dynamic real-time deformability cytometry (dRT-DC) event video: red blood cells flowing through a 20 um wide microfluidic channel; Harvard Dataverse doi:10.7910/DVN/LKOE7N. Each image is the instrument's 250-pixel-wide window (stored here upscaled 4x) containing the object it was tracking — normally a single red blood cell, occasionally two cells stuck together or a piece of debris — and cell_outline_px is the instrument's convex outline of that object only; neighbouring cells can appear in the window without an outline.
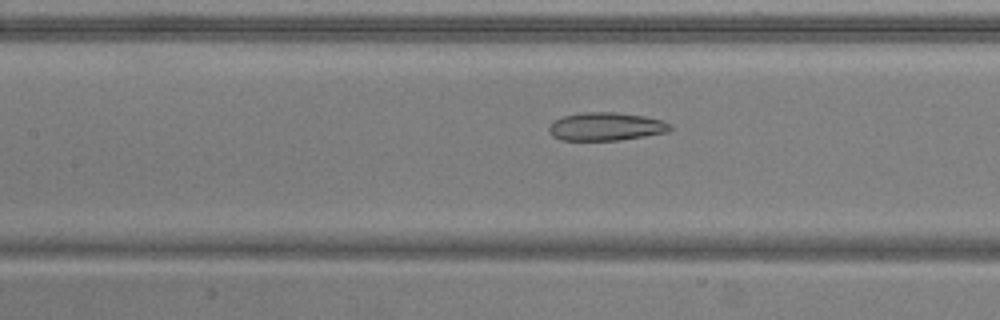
{"species": "common noctule bat (a hibernating species)", "species_latin": "Nyctalus noctula", "temperature_condition": "warm", "stored_images_in_passage": 33, "camera_frame_rate_fps": 3000, "um_per_image_px": 0.085, "animal": {"sex": "male", "body_mass_g": 20.5, "forearm_length_mm": 52.5}, "frame": {"image": 1, "passage_image": 17, "time_ms": 5.333, "image_size_px": [1000, 320], "cell_outline_px": [[672, 128], [668, 132], [644, 136], [616, 140], [560, 140], [552, 136], [548, 132], [548, 128], [556, 120], [564, 116], [580, 112], [616, 112], [644, 116], [660, 120], [672, 124]], "centroid_in_image_um": [51.5, 10.75], "position_along_channel_um": 155.9, "area_um2": 19.83}}
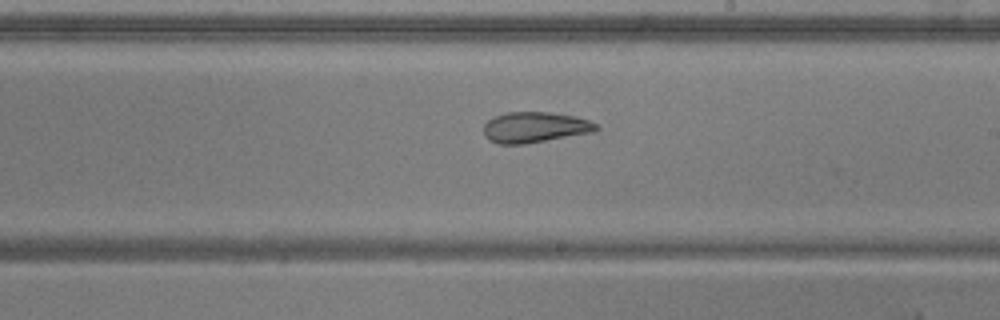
{"frame": {"image": 2, "passage_image": 24, "time_ms": 7.667, "image_size_px": [1000, 320], "cell_outline_px": [[600, 128], [592, 132], [524, 144], [500, 144], [488, 140], [484, 136], [484, 124], [488, 120], [496, 116], [508, 112], [548, 112], [572, 116], [588, 120], [596, 124]], "centroid_in_image_um": [45.42, 10.82], "position_along_channel_um": 243.6, "area_um2": 19.88}}
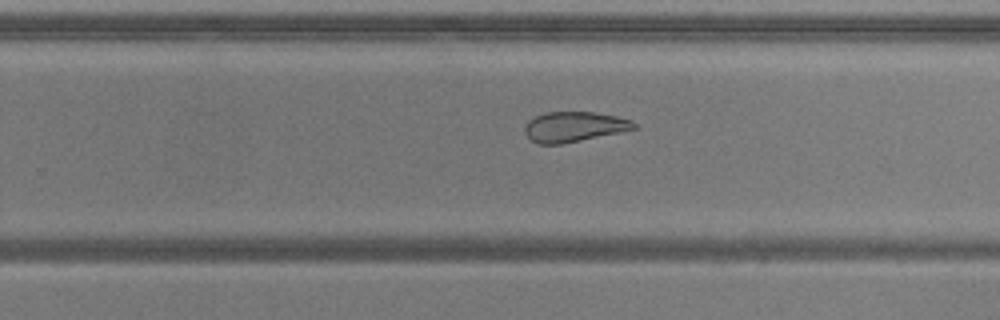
{"frame": {"image": 3, "passage_image": 27, "time_ms": 8.667, "image_size_px": [1000, 320], "cell_outline_px": [[636, 128], [620, 132], [560, 144], [536, 144], [524, 132], [524, 128], [528, 120], [544, 112], [592, 112], [616, 116], [632, 120], [636, 124]], "centroid_in_image_um": [48.77, 10.77], "position_along_channel_um": 281.0, "area_um2": 19.02}}